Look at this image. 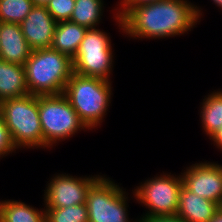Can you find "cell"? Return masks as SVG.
Returning <instances> with one entry per match:
<instances>
[{"mask_svg":"<svg viewBox=\"0 0 222 222\" xmlns=\"http://www.w3.org/2000/svg\"><path fill=\"white\" fill-rule=\"evenodd\" d=\"M219 209L222 211V202L219 205Z\"/></svg>","mask_w":222,"mask_h":222,"instance_id":"cell-29","label":"cell"},{"mask_svg":"<svg viewBox=\"0 0 222 222\" xmlns=\"http://www.w3.org/2000/svg\"><path fill=\"white\" fill-rule=\"evenodd\" d=\"M157 0H121L120 5H117L119 7V9H115L118 10L116 13V15H118L120 18L131 8V7H135L141 4H146V3H151V2H155ZM121 6V7H120Z\"/></svg>","mask_w":222,"mask_h":222,"instance_id":"cell-23","label":"cell"},{"mask_svg":"<svg viewBox=\"0 0 222 222\" xmlns=\"http://www.w3.org/2000/svg\"><path fill=\"white\" fill-rule=\"evenodd\" d=\"M24 67L29 94L35 96L63 94L74 73L73 60L52 48L32 51Z\"/></svg>","mask_w":222,"mask_h":222,"instance_id":"cell-2","label":"cell"},{"mask_svg":"<svg viewBox=\"0 0 222 222\" xmlns=\"http://www.w3.org/2000/svg\"><path fill=\"white\" fill-rule=\"evenodd\" d=\"M56 24L46 6L35 5L30 10L20 26L32 51L52 47Z\"/></svg>","mask_w":222,"mask_h":222,"instance_id":"cell-11","label":"cell"},{"mask_svg":"<svg viewBox=\"0 0 222 222\" xmlns=\"http://www.w3.org/2000/svg\"><path fill=\"white\" fill-rule=\"evenodd\" d=\"M45 222H88L86 204L64 208H44Z\"/></svg>","mask_w":222,"mask_h":222,"instance_id":"cell-20","label":"cell"},{"mask_svg":"<svg viewBox=\"0 0 222 222\" xmlns=\"http://www.w3.org/2000/svg\"><path fill=\"white\" fill-rule=\"evenodd\" d=\"M0 112L17 149L43 147L38 96L5 99L0 102Z\"/></svg>","mask_w":222,"mask_h":222,"instance_id":"cell-4","label":"cell"},{"mask_svg":"<svg viewBox=\"0 0 222 222\" xmlns=\"http://www.w3.org/2000/svg\"><path fill=\"white\" fill-rule=\"evenodd\" d=\"M35 5L45 6L49 0H32Z\"/></svg>","mask_w":222,"mask_h":222,"instance_id":"cell-27","label":"cell"},{"mask_svg":"<svg viewBox=\"0 0 222 222\" xmlns=\"http://www.w3.org/2000/svg\"><path fill=\"white\" fill-rule=\"evenodd\" d=\"M209 222H222V211L219 209Z\"/></svg>","mask_w":222,"mask_h":222,"instance_id":"cell-26","label":"cell"},{"mask_svg":"<svg viewBox=\"0 0 222 222\" xmlns=\"http://www.w3.org/2000/svg\"><path fill=\"white\" fill-rule=\"evenodd\" d=\"M38 111L43 134V149L88 129L63 94L38 96Z\"/></svg>","mask_w":222,"mask_h":222,"instance_id":"cell-5","label":"cell"},{"mask_svg":"<svg viewBox=\"0 0 222 222\" xmlns=\"http://www.w3.org/2000/svg\"><path fill=\"white\" fill-rule=\"evenodd\" d=\"M31 52L20 24L0 22V59L24 65Z\"/></svg>","mask_w":222,"mask_h":222,"instance_id":"cell-12","label":"cell"},{"mask_svg":"<svg viewBox=\"0 0 222 222\" xmlns=\"http://www.w3.org/2000/svg\"><path fill=\"white\" fill-rule=\"evenodd\" d=\"M201 106L202 129L210 139L222 127V90L205 96Z\"/></svg>","mask_w":222,"mask_h":222,"instance_id":"cell-17","label":"cell"},{"mask_svg":"<svg viewBox=\"0 0 222 222\" xmlns=\"http://www.w3.org/2000/svg\"><path fill=\"white\" fill-rule=\"evenodd\" d=\"M200 16L199 7L188 0H157L131 7L121 18L115 15L114 19L130 38L160 39L186 34Z\"/></svg>","mask_w":222,"mask_h":222,"instance_id":"cell-1","label":"cell"},{"mask_svg":"<svg viewBox=\"0 0 222 222\" xmlns=\"http://www.w3.org/2000/svg\"><path fill=\"white\" fill-rule=\"evenodd\" d=\"M34 6L32 0H0V22L20 24Z\"/></svg>","mask_w":222,"mask_h":222,"instance_id":"cell-19","label":"cell"},{"mask_svg":"<svg viewBox=\"0 0 222 222\" xmlns=\"http://www.w3.org/2000/svg\"><path fill=\"white\" fill-rule=\"evenodd\" d=\"M0 222H45V209L38 210L17 200L0 202Z\"/></svg>","mask_w":222,"mask_h":222,"instance_id":"cell-16","label":"cell"},{"mask_svg":"<svg viewBox=\"0 0 222 222\" xmlns=\"http://www.w3.org/2000/svg\"><path fill=\"white\" fill-rule=\"evenodd\" d=\"M210 140L214 141L218 149L222 151V127L210 138Z\"/></svg>","mask_w":222,"mask_h":222,"instance_id":"cell-25","label":"cell"},{"mask_svg":"<svg viewBox=\"0 0 222 222\" xmlns=\"http://www.w3.org/2000/svg\"><path fill=\"white\" fill-rule=\"evenodd\" d=\"M87 30L69 20L57 22L51 48L73 59Z\"/></svg>","mask_w":222,"mask_h":222,"instance_id":"cell-15","label":"cell"},{"mask_svg":"<svg viewBox=\"0 0 222 222\" xmlns=\"http://www.w3.org/2000/svg\"><path fill=\"white\" fill-rule=\"evenodd\" d=\"M112 82L73 73L63 91L88 130L101 125L111 103Z\"/></svg>","mask_w":222,"mask_h":222,"instance_id":"cell-3","label":"cell"},{"mask_svg":"<svg viewBox=\"0 0 222 222\" xmlns=\"http://www.w3.org/2000/svg\"><path fill=\"white\" fill-rule=\"evenodd\" d=\"M111 39L105 31L88 29L73 60L74 73L110 80L113 67Z\"/></svg>","mask_w":222,"mask_h":222,"instance_id":"cell-6","label":"cell"},{"mask_svg":"<svg viewBox=\"0 0 222 222\" xmlns=\"http://www.w3.org/2000/svg\"><path fill=\"white\" fill-rule=\"evenodd\" d=\"M182 186L181 175L176 177V174L174 176L164 172L136 186L132 193L134 198L149 210L141 216H176Z\"/></svg>","mask_w":222,"mask_h":222,"instance_id":"cell-7","label":"cell"},{"mask_svg":"<svg viewBox=\"0 0 222 222\" xmlns=\"http://www.w3.org/2000/svg\"><path fill=\"white\" fill-rule=\"evenodd\" d=\"M139 222H185L177 216H164V217H141Z\"/></svg>","mask_w":222,"mask_h":222,"instance_id":"cell-24","label":"cell"},{"mask_svg":"<svg viewBox=\"0 0 222 222\" xmlns=\"http://www.w3.org/2000/svg\"><path fill=\"white\" fill-rule=\"evenodd\" d=\"M103 0H75L71 22L87 29L96 28L103 15Z\"/></svg>","mask_w":222,"mask_h":222,"instance_id":"cell-18","label":"cell"},{"mask_svg":"<svg viewBox=\"0 0 222 222\" xmlns=\"http://www.w3.org/2000/svg\"><path fill=\"white\" fill-rule=\"evenodd\" d=\"M28 94L24 65L0 59V102Z\"/></svg>","mask_w":222,"mask_h":222,"instance_id":"cell-14","label":"cell"},{"mask_svg":"<svg viewBox=\"0 0 222 222\" xmlns=\"http://www.w3.org/2000/svg\"><path fill=\"white\" fill-rule=\"evenodd\" d=\"M183 186L199 197L214 203L222 202V167L215 162L192 164L181 173Z\"/></svg>","mask_w":222,"mask_h":222,"instance_id":"cell-10","label":"cell"},{"mask_svg":"<svg viewBox=\"0 0 222 222\" xmlns=\"http://www.w3.org/2000/svg\"><path fill=\"white\" fill-rule=\"evenodd\" d=\"M219 210V204L192 193L184 186L180 189L176 216L185 222H209Z\"/></svg>","mask_w":222,"mask_h":222,"instance_id":"cell-13","label":"cell"},{"mask_svg":"<svg viewBox=\"0 0 222 222\" xmlns=\"http://www.w3.org/2000/svg\"><path fill=\"white\" fill-rule=\"evenodd\" d=\"M213 3L222 9V0H213Z\"/></svg>","mask_w":222,"mask_h":222,"instance_id":"cell-28","label":"cell"},{"mask_svg":"<svg viewBox=\"0 0 222 222\" xmlns=\"http://www.w3.org/2000/svg\"><path fill=\"white\" fill-rule=\"evenodd\" d=\"M16 146L13 143L12 137L4 122L0 112V157H5L12 152H16Z\"/></svg>","mask_w":222,"mask_h":222,"instance_id":"cell-22","label":"cell"},{"mask_svg":"<svg viewBox=\"0 0 222 222\" xmlns=\"http://www.w3.org/2000/svg\"><path fill=\"white\" fill-rule=\"evenodd\" d=\"M56 22L70 20L75 0H49L45 5Z\"/></svg>","mask_w":222,"mask_h":222,"instance_id":"cell-21","label":"cell"},{"mask_svg":"<svg viewBox=\"0 0 222 222\" xmlns=\"http://www.w3.org/2000/svg\"><path fill=\"white\" fill-rule=\"evenodd\" d=\"M122 189L109 177L101 176L88 190L85 202L88 222H130L128 196Z\"/></svg>","mask_w":222,"mask_h":222,"instance_id":"cell-8","label":"cell"},{"mask_svg":"<svg viewBox=\"0 0 222 222\" xmlns=\"http://www.w3.org/2000/svg\"><path fill=\"white\" fill-rule=\"evenodd\" d=\"M100 177V175L85 178L74 177L66 173L53 176L44 190L45 207L64 208L84 204L89 188Z\"/></svg>","mask_w":222,"mask_h":222,"instance_id":"cell-9","label":"cell"}]
</instances>
